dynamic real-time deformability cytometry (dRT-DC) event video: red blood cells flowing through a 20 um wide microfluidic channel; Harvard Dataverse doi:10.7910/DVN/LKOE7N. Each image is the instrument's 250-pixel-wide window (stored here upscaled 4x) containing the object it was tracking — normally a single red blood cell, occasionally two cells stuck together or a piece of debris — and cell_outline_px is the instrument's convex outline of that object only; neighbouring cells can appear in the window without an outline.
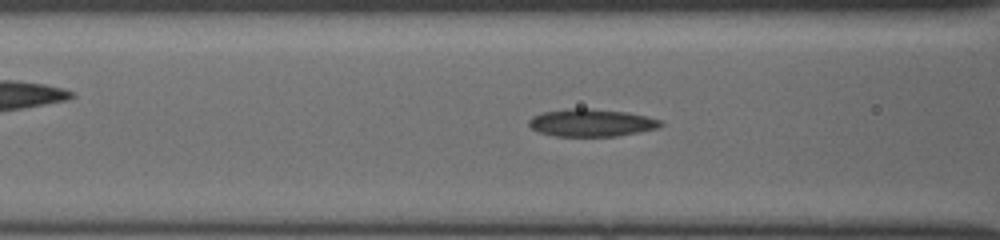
{"species": "common noctule bat (a hibernating species)", "species_latin": "Nyctalus noctula", "temperature_condition": "cold", "stored_images_in_passage": 44, "camera_frame_rate_fps": 3000, "um_per_image_px": 0.085, "animal": {"sex": "female", "body_mass_g": 19.5, "forearm_length_mm": 54.1}, "frame": {"image": 1, "passage_image": 22, "time_ms": 7.0, "image_size_px": [1000, 240], "cell_outline_px": [[664, 124], [656, 128], [640, 132], [616, 136], [556, 136], [536, 132], [528, 124], [528, 120], [532, 116], [540, 112], [568, 108], [588, 108], [628, 112], [660, 120]], "centroid_in_image_um": [50.21, 10.43], "position_along_channel_um": 116.4, "area_um2": 21.27}}
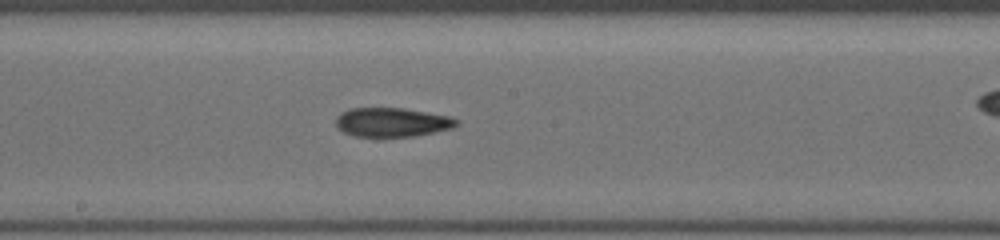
{"frame": {"image": 2, "passage_image": 29, "time_ms": 9.333, "image_size_px": [1000, 240], "cell_outline_px": [[460, 124], [452, 128], [416, 136], [380, 140], [352, 136], [336, 128], [336, 116], [340, 112], [352, 108], [404, 108], [452, 116], [460, 120]], "centroid_in_image_um": [33.31, 10.44], "position_along_channel_um": 214.9, "area_um2": 21.62}}
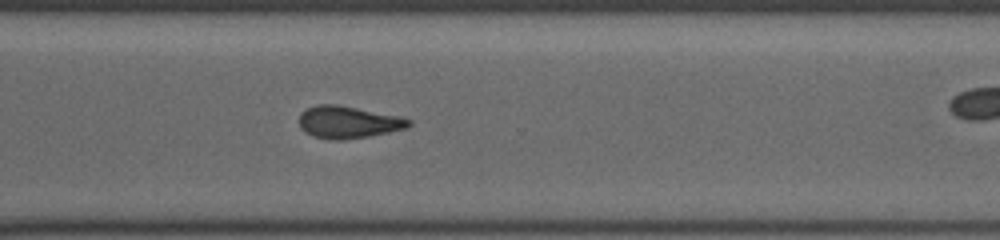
{"frame": {"image": 3, "passage_image": 38, "time_ms": 12.333, "image_size_px": [1000, 240], "cell_outline_px": [[412, 124], [408, 128], [368, 136], [340, 140], [332, 140], [312, 136], [304, 132], [300, 128], [300, 112], [316, 104], [336, 104], [400, 116], [412, 120]], "centroid_in_image_um": [29.59, 10.38], "position_along_channel_um": 341.0, "area_um2": 20.63}}